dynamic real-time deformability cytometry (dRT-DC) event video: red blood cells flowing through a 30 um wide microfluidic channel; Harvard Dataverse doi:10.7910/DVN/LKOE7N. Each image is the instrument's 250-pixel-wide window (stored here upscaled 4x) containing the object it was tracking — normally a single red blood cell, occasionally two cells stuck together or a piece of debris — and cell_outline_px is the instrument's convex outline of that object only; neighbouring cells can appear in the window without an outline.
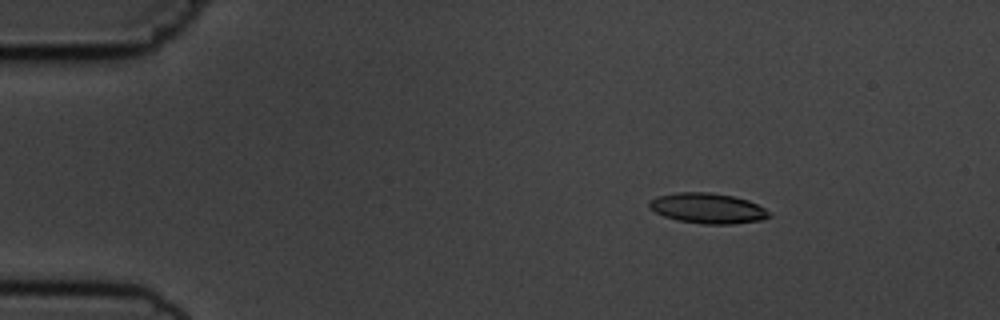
{"species": "common noctule bat (a hibernating species)", "species_latin": "Nyctalus noctula", "temperature_condition": "cold", "stored_images_in_passage": 5, "camera_frame_rate_fps": 3000, "um_per_image_px": 0.085, "animal": {"sex": "male", "body_mass_g": 19.5, "forearm_length_mm": 54.6}, "frame": {"image": 1, "passage_image": 3, "time_ms": 2.333, "image_size_px": [1000, 320], "cell_outline_px": [[772, 216], [760, 220], [732, 224], [704, 224], [676, 220], [664, 216], [656, 212], [648, 204], [656, 196], [676, 192], [708, 192], [732, 196], [748, 200], [772, 212]], "centroid_in_image_um": [60.18, 17.7], "position_along_channel_um": 24.8, "area_um2": 21.1}}